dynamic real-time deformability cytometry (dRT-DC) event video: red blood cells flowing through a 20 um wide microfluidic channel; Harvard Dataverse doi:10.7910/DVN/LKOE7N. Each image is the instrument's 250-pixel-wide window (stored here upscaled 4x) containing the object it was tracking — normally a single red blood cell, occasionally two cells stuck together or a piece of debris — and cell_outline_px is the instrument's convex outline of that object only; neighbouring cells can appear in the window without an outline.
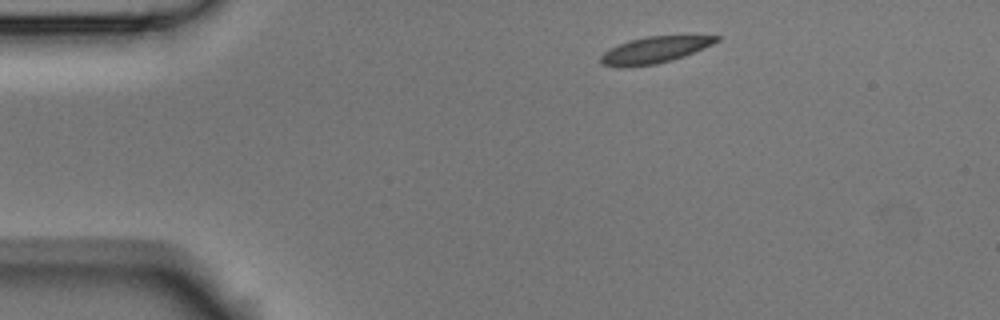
{"species": "Egyptian fruit bat (a non-hibernating species)", "species_latin": "Rousettus aegyptiacus", "temperature_condition": "room temperature", "stored_images_in_passage": 6, "camera_frame_rate_fps": 3000, "um_per_image_px": 0.085, "animal": {"sex": "male"}, "frame": {"image": 1, "passage_image": 1, "time_ms": 0.0, "image_size_px": [1000, 320], "cell_outline_px": [[720, 40], [712, 44], [684, 56], [656, 64], [604, 64], [600, 60], [600, 56], [608, 48], [628, 40], [644, 36], [720, 36]], "centroid_in_image_um": [55.68, 4.19], "position_along_channel_um": 29.3, "area_um2": 16.99}}
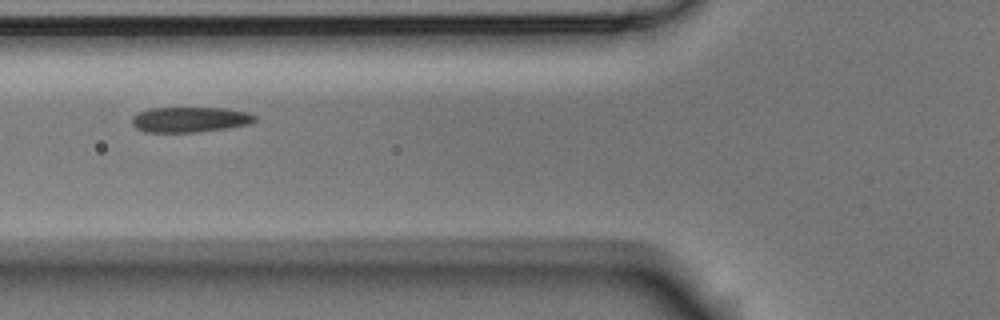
{"frame": {"image": 2, "passage_image": 4, "time_ms": 1.0, "image_size_px": [1000, 320], "cell_outline_px": [[256, 120], [252, 124], [196, 132], [144, 132], [136, 128], [132, 124], [132, 116], [148, 108], [224, 108], [248, 112], [256, 116]], "centroid_in_image_um": [16.14, 10.16], "position_along_channel_um": 109.7, "area_um2": 18.15}}
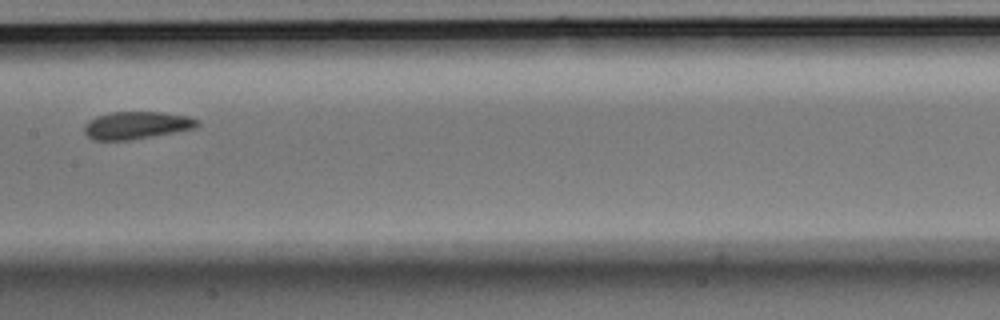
{"frame": {"image": 3, "passage_image": 6, "time_ms": 1.667, "image_size_px": [1000, 320], "cell_outline_px": [[200, 124], [196, 128], [152, 136], [128, 140], [92, 140], [84, 132], [84, 128], [88, 120], [96, 116], [112, 112], [164, 112], [188, 116], [200, 120]], "centroid_in_image_um": [11.62, 10.64], "position_along_channel_um": 195.8, "area_um2": 18.15}}